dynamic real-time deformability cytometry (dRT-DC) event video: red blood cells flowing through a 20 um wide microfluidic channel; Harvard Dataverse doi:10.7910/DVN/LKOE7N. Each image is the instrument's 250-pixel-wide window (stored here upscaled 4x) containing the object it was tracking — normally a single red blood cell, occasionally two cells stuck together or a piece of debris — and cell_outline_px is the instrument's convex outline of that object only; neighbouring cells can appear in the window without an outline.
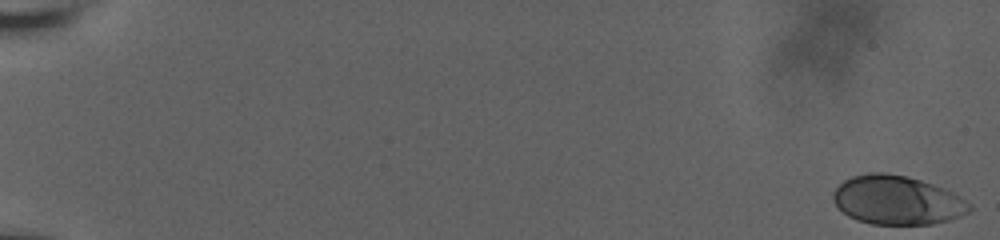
{"species": "human", "species_latin": "Homo sapiens", "temperature_condition": "room temperature", "stored_images_in_passage": 15, "camera_frame_rate_fps": 3000, "um_per_image_px": 0.085, "donor": {"sex": "male"}, "frame": {"image": 1, "passage_image": 1, "time_ms": 0.0, "image_size_px": [1000, 240], "cell_outline_px": [[972, 212], [948, 220], [932, 224], [872, 224], [856, 220], [848, 216], [832, 200], [832, 192], [844, 180], [852, 176], [868, 172], [884, 172], [904, 176], [920, 180], [932, 184], [952, 192], [972, 204]], "centroid_in_image_um": [76.25, 17.02], "position_along_channel_um": 8.7, "area_um2": 38.84}}